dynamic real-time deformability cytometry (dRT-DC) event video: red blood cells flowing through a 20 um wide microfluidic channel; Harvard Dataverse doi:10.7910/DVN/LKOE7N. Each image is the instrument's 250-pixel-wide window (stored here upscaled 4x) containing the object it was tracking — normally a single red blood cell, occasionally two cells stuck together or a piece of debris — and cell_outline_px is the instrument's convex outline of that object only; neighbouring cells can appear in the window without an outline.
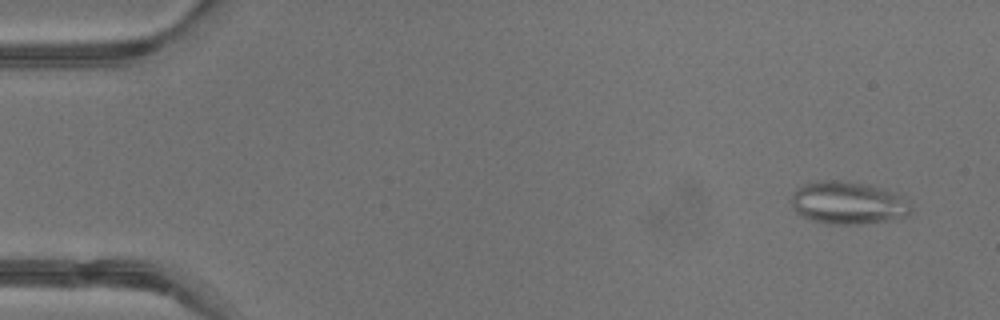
{"species": "common noctule bat (a hibernating species)", "species_latin": "Nyctalus noctula", "temperature_condition": "warm", "stored_images_in_passage": 43, "camera_frame_rate_fps": 3000, "um_per_image_px": 0.085, "animal": {"sex": "male", "body_mass_g": 13.3}, "frame": {"image": 1, "passage_image": 3, "time_ms": 0.667, "image_size_px": [1000, 320], "cell_outline_px": [[908, 216], [888, 220], [856, 224], [828, 224], [812, 220], [800, 216], [792, 208], [792, 192], [796, 188], [804, 184], [820, 180], [836, 180], [864, 184], [884, 188], [896, 192], [900, 196], [908, 208]], "centroid_in_image_um": [71.99, 17.24], "position_along_channel_um": 13.0, "area_um2": 29.42}}
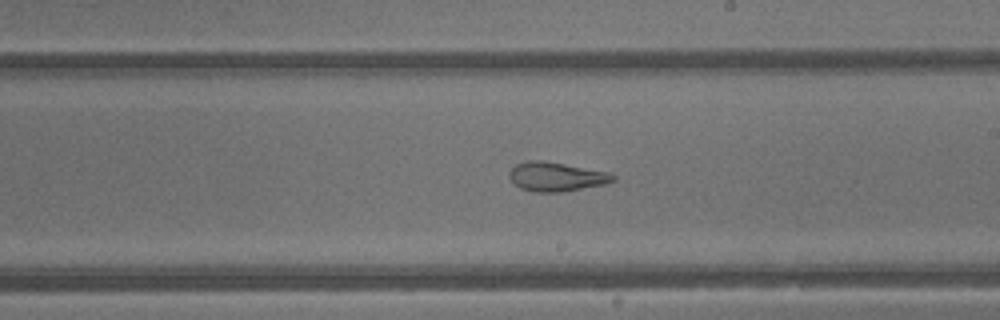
{"frame": {"image": 2, "passage_image": 25, "time_ms": 8.0, "image_size_px": [1000, 320], "cell_outline_px": [[616, 180], [604, 184], [564, 192], [536, 192], [520, 188], [508, 176], [508, 172], [516, 164], [528, 160], [544, 160], [608, 172], [616, 176]], "centroid_in_image_um": [47.28, 15.01], "position_along_channel_um": 241.7, "area_um2": 17.63}}
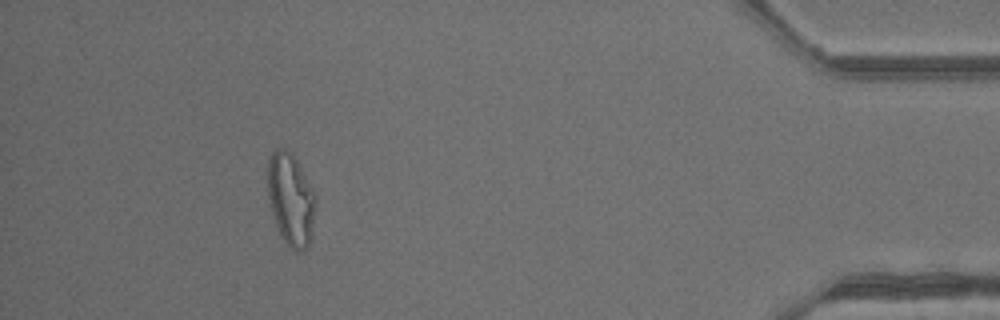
{"frame": {"image": 3, "passage_image": 39, "time_ms": 12.667, "image_size_px": [1000, 320], "cell_outline_px": [[316, 204], [312, 236], [308, 248], [296, 252], [280, 236], [272, 212], [268, 196], [268, 160], [272, 152], [276, 148], [284, 148], [292, 152], [312, 192]], "centroid_in_image_um": [24.71, 16.97], "position_along_channel_um": 410.5, "area_um2": 25.43}, "authors_computed_cell_mechanics": {"area_um2": 24.2182, "velocity_mm_per_s": 4.8964, "shape_relaxation_time_tau1_ms": null, "shape_relaxation_time_tau2_ms": 0.9806, "deformation_change_tau1": null, "deformation_change_tau2": 0.0857}}